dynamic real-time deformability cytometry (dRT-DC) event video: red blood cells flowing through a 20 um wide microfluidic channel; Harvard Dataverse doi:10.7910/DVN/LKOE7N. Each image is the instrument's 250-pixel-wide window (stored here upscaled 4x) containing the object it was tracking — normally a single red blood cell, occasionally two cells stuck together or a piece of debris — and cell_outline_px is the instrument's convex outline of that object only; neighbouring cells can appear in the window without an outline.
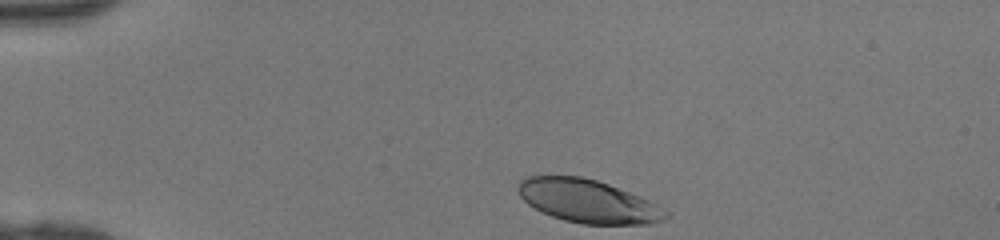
{"species": "human", "species_latin": "Homo sapiens", "temperature_condition": "room temperature", "stored_images_in_passage": 31, "camera_frame_rate_fps": 3000, "um_per_image_px": 0.085, "donor": {"sex": "female"}, "frame": {"image": 1, "passage_image": 1, "time_ms": 0.0, "image_size_px": [1000, 240], "cell_outline_px": [[668, 216], [660, 220], [648, 224], [580, 224], [564, 220], [552, 216], [528, 204], [520, 196], [516, 188], [520, 180], [524, 176], [580, 176], [596, 180], [608, 184], [640, 196], [648, 200], [668, 212]], "centroid_in_image_um": [49.93, 17.09], "position_along_channel_um": 35.1, "area_um2": 36.82}}
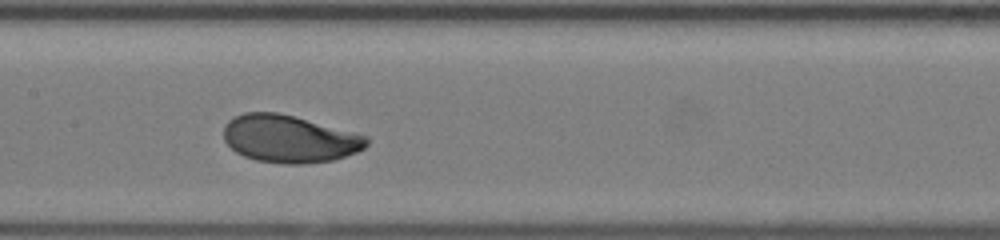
{"frame": {"image": 2, "passage_image": 15, "time_ms": 4.667, "image_size_px": [1000, 240], "cell_outline_px": [[368, 144], [364, 148], [356, 152], [332, 160], [304, 164], [284, 164], [256, 160], [244, 156], [236, 152], [224, 140], [224, 124], [232, 116], [244, 112], [276, 112], [292, 116], [368, 136]], "centroid_in_image_um": [24.55, 11.8], "position_along_channel_um": 182.8, "area_um2": 39.36}}
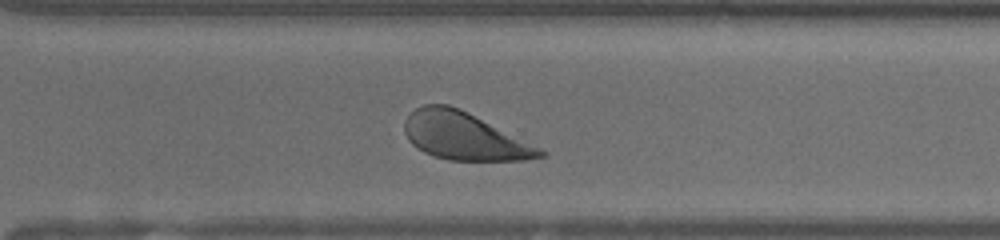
{"frame": {"image": 3, "passage_image": 25, "time_ms": 8.0, "image_size_px": [1000, 240], "cell_outline_px": [[548, 156], [524, 160], [448, 160], [424, 152], [412, 144], [408, 140], [404, 132], [404, 120], [416, 108], [424, 104], [448, 104], [460, 108], [548, 152]], "centroid_in_image_um": [39.44, 11.57], "position_along_channel_um": 331.2, "area_um2": 37.28}}